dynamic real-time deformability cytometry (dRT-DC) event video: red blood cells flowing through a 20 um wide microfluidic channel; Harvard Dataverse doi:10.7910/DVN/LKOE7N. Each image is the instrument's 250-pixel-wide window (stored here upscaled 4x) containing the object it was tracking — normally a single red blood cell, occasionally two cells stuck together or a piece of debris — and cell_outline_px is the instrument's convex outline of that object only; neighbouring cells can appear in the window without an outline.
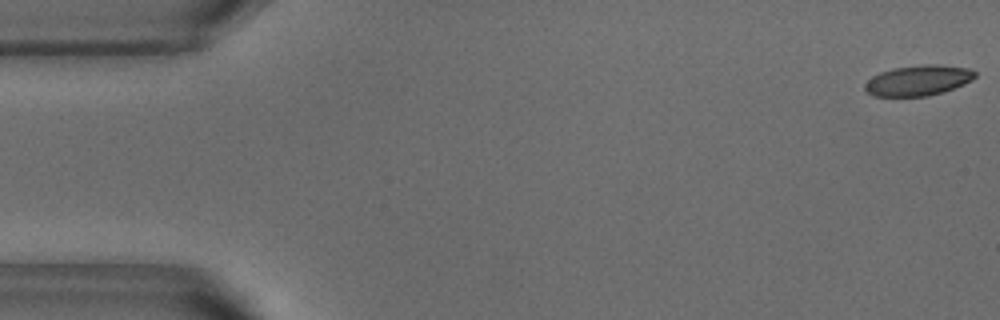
{"species": "common noctule bat (a hibernating species)", "species_latin": "Nyctalus noctula", "temperature_condition": "warm", "stored_images_in_passage": 52, "camera_frame_rate_fps": 3000, "um_per_image_px": 0.085, "animal": {"sex": "male", "body_mass_g": 18.8}, "frame": {"image": 1, "passage_image": 1, "time_ms": 0.0, "image_size_px": [1000, 320], "cell_outline_px": [[976, 76], [972, 80], [964, 84], [944, 92], [928, 96], [872, 96], [864, 88], [864, 84], [872, 76], [880, 72], [892, 68], [924, 64], [936, 64], [968, 68], [976, 72]], "centroid_in_image_um": [78.05, 6.83], "position_along_channel_um": 7.0, "area_um2": 19.65}}
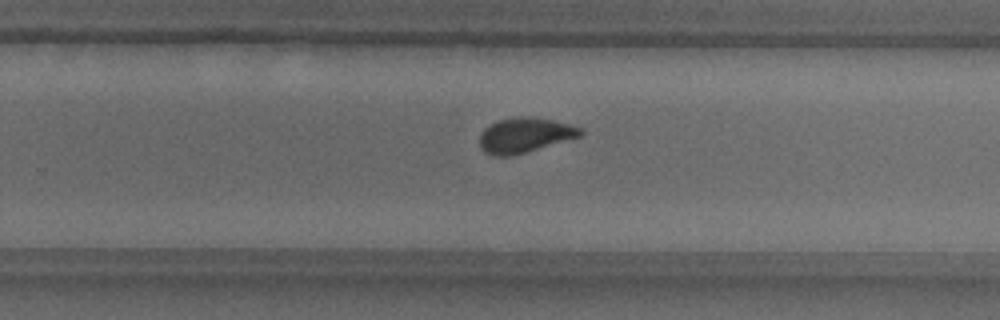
{"frame": {"image": 2, "passage_image": 33, "time_ms": 10.667, "image_size_px": [1000, 320], "cell_outline_px": [[584, 132], [580, 136], [512, 156], [496, 156], [484, 152], [480, 148], [480, 132], [484, 128], [500, 120], [516, 116], [532, 116], [552, 120], [584, 128]], "centroid_in_image_um": [44.59, 11.48], "position_along_channel_um": 285.2, "area_um2": 20.46}}
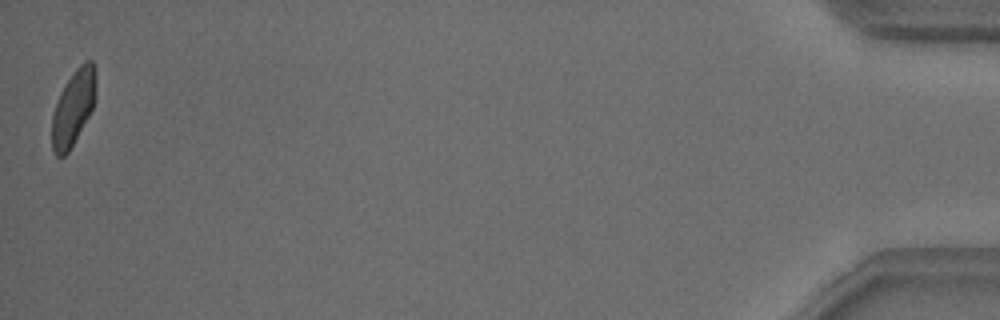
{"frame": {"image": 3, "passage_image": 52, "time_ms": 17.0, "image_size_px": [1000, 320], "cell_outline_px": [[96, 92], [92, 108], [88, 116], [68, 152], [64, 156], [56, 156], [52, 148], [52, 116], [60, 92], [76, 68], [84, 60], [92, 60], [96, 68]], "centroid_in_image_um": [6.24, 9.1], "position_along_channel_um": 429.0, "area_um2": 19.07}, "authors_computed_cell_mechanics": {"area_um2": 20.519, "velocity_mm_per_s": 3.8238, "shape_relaxation_time_tau1_ms": 4.9348, "shape_relaxation_time_tau2_ms": 0.7398, "deformation_change_tau1": 0.1432, "deformation_change_tau2": 0.0567}}